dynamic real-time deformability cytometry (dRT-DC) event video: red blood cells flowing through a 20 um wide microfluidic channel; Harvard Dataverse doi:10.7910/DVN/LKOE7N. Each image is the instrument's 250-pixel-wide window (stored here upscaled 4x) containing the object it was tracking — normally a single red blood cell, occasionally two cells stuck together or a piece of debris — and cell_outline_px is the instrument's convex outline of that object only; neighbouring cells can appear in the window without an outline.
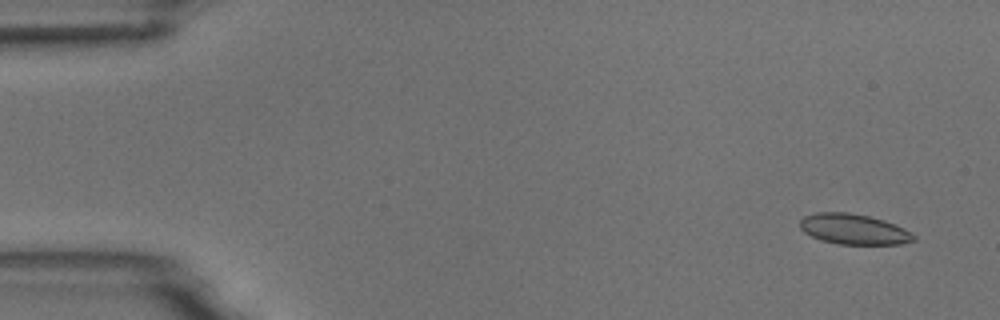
{"species": "common noctule bat (a hibernating species)", "species_latin": "Nyctalus noctula", "temperature_condition": "room temperature", "stored_images_in_passage": 4, "camera_frame_rate_fps": 3000, "um_per_image_px": 0.085, "animal": {"sex": "male", "body_mass_g": 18.8}, "frame": {"image": 1, "passage_image": 1, "time_ms": 0.0, "image_size_px": [1000, 320], "cell_outline_px": [[916, 240], [900, 244], [836, 244], [820, 240], [804, 232], [800, 228], [800, 220], [804, 216], [816, 212], [848, 212], [868, 216], [884, 220], [896, 224], [904, 228], [916, 236]], "centroid_in_image_um": [72.57, 19.48], "position_along_channel_um": 12.4, "area_um2": 20.29}}
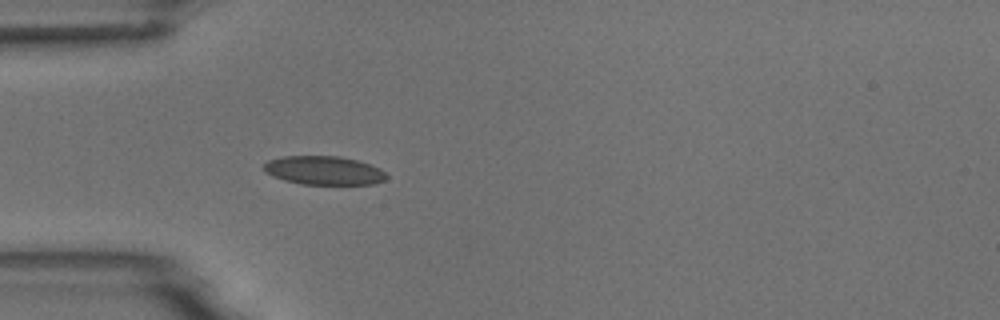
{"frame": {"image": 2, "passage_image": 4, "time_ms": 4.333, "image_size_px": [1000, 320], "cell_outline_px": [[388, 176], [384, 180], [376, 184], [300, 184], [284, 180], [272, 176], [264, 172], [264, 164], [268, 160], [284, 156], [340, 156], [372, 164], [380, 168]], "centroid_in_image_um": [27.54, 14.49], "position_along_channel_um": 57.5, "area_um2": 20.63}}